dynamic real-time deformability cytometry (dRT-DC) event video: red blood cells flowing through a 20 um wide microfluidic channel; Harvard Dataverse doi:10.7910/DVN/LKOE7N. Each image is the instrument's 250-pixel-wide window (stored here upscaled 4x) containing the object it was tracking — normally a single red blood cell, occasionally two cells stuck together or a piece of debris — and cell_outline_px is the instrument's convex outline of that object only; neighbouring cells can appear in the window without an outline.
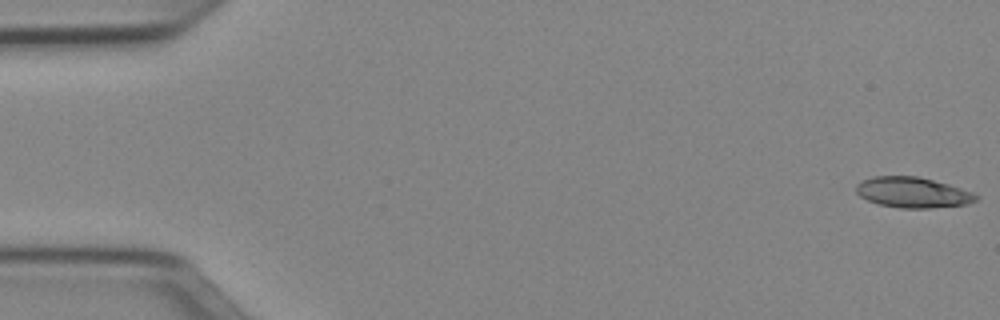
{"species": "Egyptian fruit bat (a non-hibernating species)", "species_latin": "Rousettus aegyptiacus", "temperature_condition": "cold", "stored_images_in_passage": 52, "segment_of_instrument_passage": [1, 2], "camera_frame_rate_fps": 3000, "um_per_image_px": 0.085, "animal": {"sex": "female"}, "frame": {"image": 1, "passage_image": 1, "time_ms": 0.0, "image_size_px": [1000, 320], "cell_outline_px": [[980, 196], [976, 200], [968, 204], [932, 208], [900, 208], [880, 204], [868, 200], [860, 196], [856, 192], [856, 184], [872, 176], [916, 176], [948, 184], [972, 192]], "centroid_in_image_um": [77.59, 16.36], "position_along_channel_um": 7.4, "area_um2": 21.21}}
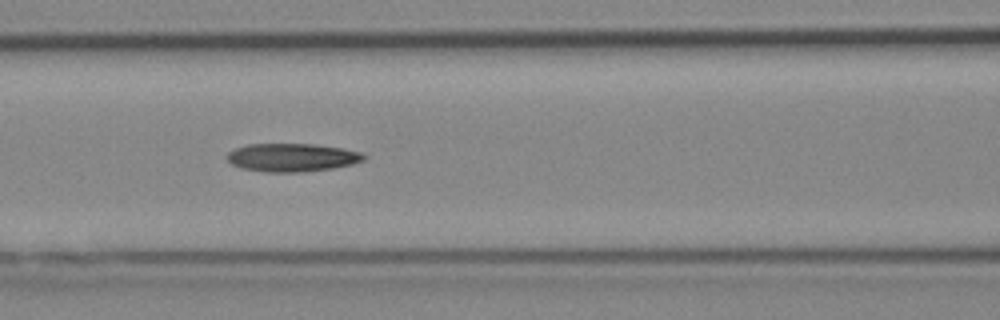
{"frame": {"image": 2, "passage_image": 22, "time_ms": 7.0, "image_size_px": [1000, 320], "cell_outline_px": [[368, 156], [364, 160], [352, 164], [332, 168], [304, 172], [268, 172], [240, 168], [232, 164], [224, 156], [228, 152], [236, 148], [248, 144], [312, 144], [344, 148], [360, 152]], "centroid_in_image_um": [24.82, 13.38], "position_along_channel_um": 141.8, "area_um2": 22.6}}
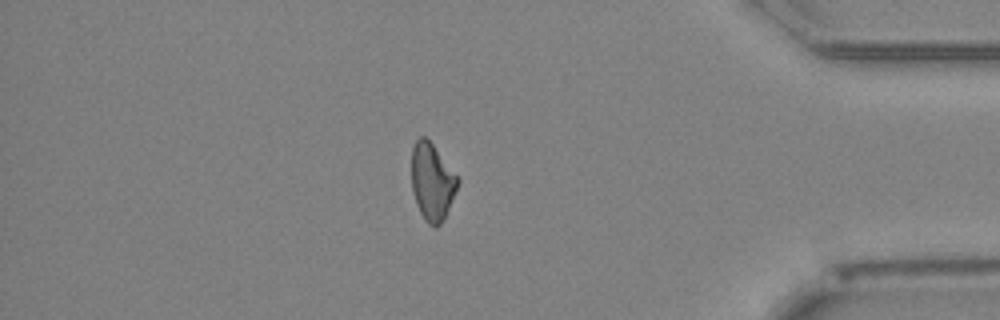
{"frame": {"image": 3, "passage_image": 44, "time_ms": 14.333, "image_size_px": [1000, 320], "cell_outline_px": [[460, 180], [448, 208], [440, 224], [436, 228], [428, 224], [420, 212], [416, 204], [412, 192], [412, 148], [416, 140], [420, 136], [424, 136], [432, 144]], "centroid_in_image_um": [36.7, 15.46], "position_along_channel_um": 398.5, "area_um2": 20.29}}